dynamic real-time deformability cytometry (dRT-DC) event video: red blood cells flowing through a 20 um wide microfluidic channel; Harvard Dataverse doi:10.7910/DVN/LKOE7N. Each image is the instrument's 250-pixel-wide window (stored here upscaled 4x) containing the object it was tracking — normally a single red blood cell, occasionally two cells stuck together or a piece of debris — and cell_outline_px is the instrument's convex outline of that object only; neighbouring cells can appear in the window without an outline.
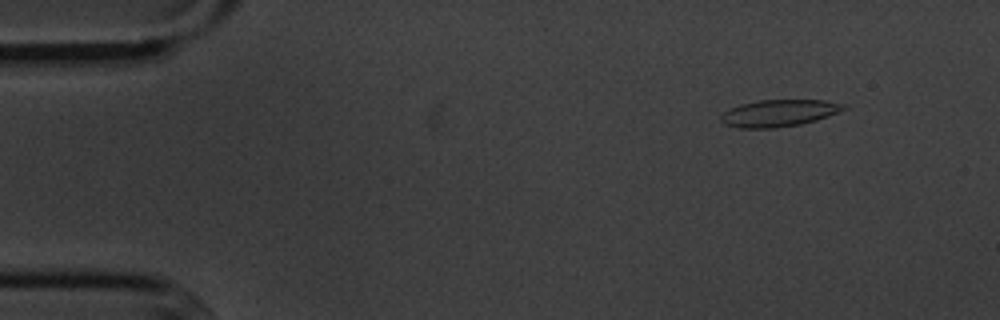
{"species": "common noctule bat (a hibernating species)", "species_latin": "Nyctalus noctula", "temperature_condition": "cold", "stored_images_in_passage": 4, "segment_of_instrument_passage": [1, 2], "camera_frame_rate_fps": 3000, "um_per_image_px": 0.085, "animal": {"sex": "male", "body_mass_g": 20.1, "forearm_length_mm": 53.5}, "frame": {"image": 1, "passage_image": 1, "time_ms": 0.0, "image_size_px": [1000, 320], "cell_outline_px": [[848, 108], [828, 116], [816, 120], [800, 124], [776, 128], [740, 128], [724, 124], [720, 120], [720, 116], [724, 112], [740, 104], [760, 100], [824, 100], [848, 104]], "centroid_in_image_um": [66.24, 9.61], "position_along_channel_um": 18.8, "area_um2": 19.31}}